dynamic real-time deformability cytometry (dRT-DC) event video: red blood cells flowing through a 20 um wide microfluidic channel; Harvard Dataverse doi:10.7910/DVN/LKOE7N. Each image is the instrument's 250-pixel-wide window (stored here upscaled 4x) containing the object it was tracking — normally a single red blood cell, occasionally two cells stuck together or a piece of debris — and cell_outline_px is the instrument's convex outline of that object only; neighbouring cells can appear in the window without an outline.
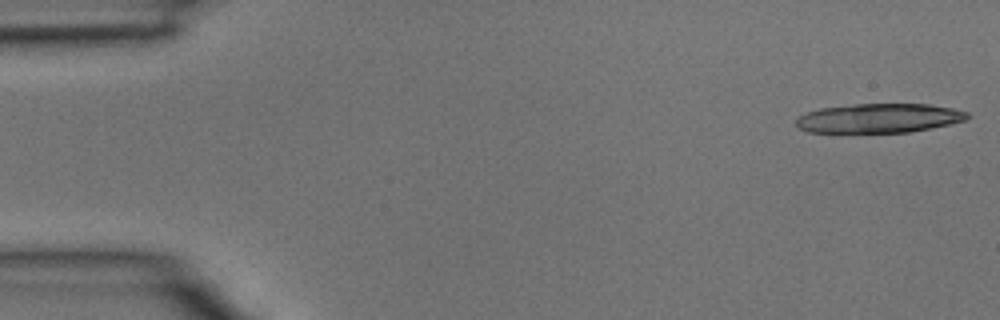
{"species": "common noctule bat (a hibernating species)", "species_latin": "Nyctalus noctula", "temperature_condition": "room temperature", "stored_images_in_passage": 5, "camera_frame_rate_fps": 3000, "um_per_image_px": 0.085, "animal": {"sex": "male", "body_mass_g": 15.6}, "frame": {"image": 1, "passage_image": 1, "time_ms": 0.0, "image_size_px": [1000, 320], "cell_outline_px": [[972, 116], [964, 120], [932, 128], [908, 132], [808, 132], [796, 128], [796, 120], [800, 116], [808, 112], [820, 108], [856, 104], [928, 104], [952, 108], [968, 112]], "centroid_in_image_um": [74.72, 10.04], "position_along_channel_um": 10.3, "area_um2": 29.07}}